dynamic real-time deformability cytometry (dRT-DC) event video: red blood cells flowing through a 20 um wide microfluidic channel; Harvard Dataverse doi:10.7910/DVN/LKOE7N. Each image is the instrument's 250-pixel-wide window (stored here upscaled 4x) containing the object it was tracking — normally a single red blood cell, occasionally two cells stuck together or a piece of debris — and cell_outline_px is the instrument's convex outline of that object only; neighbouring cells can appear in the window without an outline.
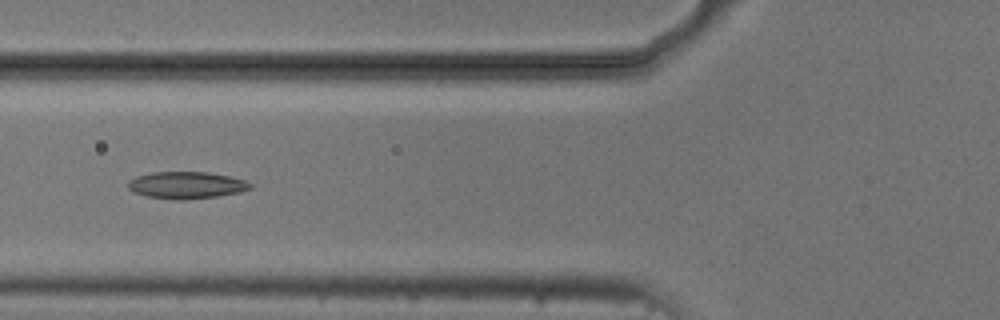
{"species": "common noctule bat (a hibernating species)", "species_latin": "Nyctalus noctula", "temperature_condition": "cold", "stored_images_in_passage": 3, "camera_frame_rate_fps": 3000, "um_per_image_px": 0.085, "animal": {"sex": "male", "body_mass_g": 20.5, "forearm_length_mm": 52.5}, "frame": {"image": 1, "passage_image": 2, "time_ms": 1.333, "image_size_px": [1000, 320], "cell_outline_px": [[252, 188], [240, 192], [216, 196], [180, 200], [148, 196], [132, 192], [128, 188], [128, 180], [136, 176], [152, 172], [208, 172], [228, 176], [244, 180], [252, 184]], "centroid_in_image_um": [15.82, 15.73], "position_along_channel_um": 110.0, "area_um2": 19.07}}
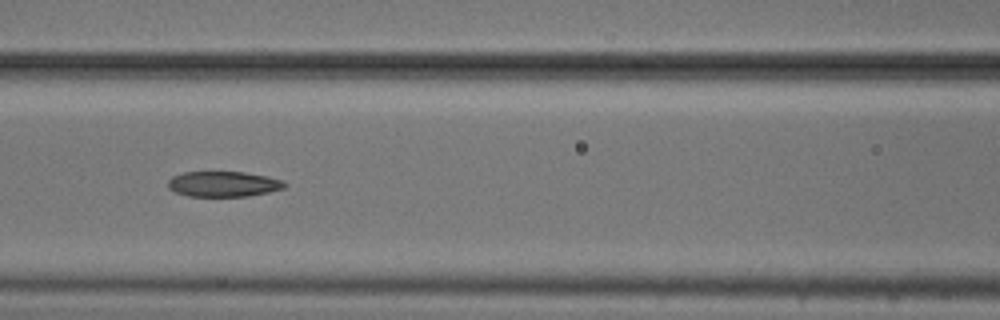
{"frame": {"image": 2, "passage_image": 3, "time_ms": 2.333, "image_size_px": [1000, 320], "cell_outline_px": [[288, 184], [284, 188], [268, 192], [248, 196], [188, 196], [176, 192], [168, 188], [168, 180], [172, 176], [184, 172], [244, 172], [268, 176], [280, 180]], "centroid_in_image_um": [18.98, 15.64], "position_along_channel_um": 147.6, "area_um2": 17.22}}